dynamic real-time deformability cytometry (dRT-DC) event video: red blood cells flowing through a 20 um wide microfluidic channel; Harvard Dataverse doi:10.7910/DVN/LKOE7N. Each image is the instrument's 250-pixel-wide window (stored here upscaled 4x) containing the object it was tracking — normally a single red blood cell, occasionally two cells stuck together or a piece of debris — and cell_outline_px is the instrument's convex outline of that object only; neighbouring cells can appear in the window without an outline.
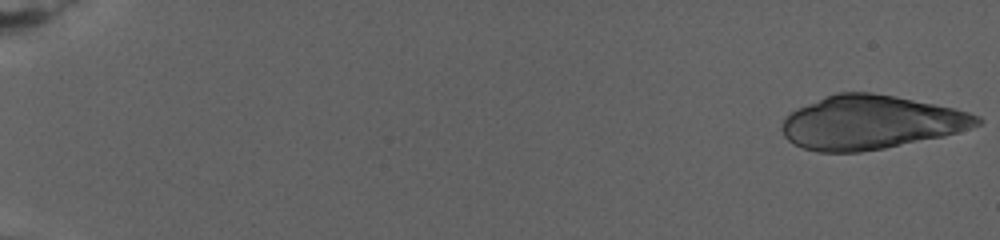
{"species": "human", "species_latin": "Homo sapiens", "temperature_condition": "warm", "stored_images_in_passage": 29, "camera_frame_rate_fps": 3000, "um_per_image_px": 0.085, "donor": {"sex": "female"}, "frame": {"image": 1, "passage_image": 1, "time_ms": 0.0, "image_size_px": [1000, 240], "cell_outline_px": [[984, 120], [980, 124], [944, 136], [884, 148], [860, 152], [816, 152], [804, 148], [788, 140], [784, 136], [780, 128], [784, 116], [796, 108], [824, 96], [836, 92], [872, 92], [952, 108], [968, 112], [980, 116]], "centroid_in_image_um": [73.95, 10.4], "position_along_channel_um": 11.1, "area_um2": 60.92}}